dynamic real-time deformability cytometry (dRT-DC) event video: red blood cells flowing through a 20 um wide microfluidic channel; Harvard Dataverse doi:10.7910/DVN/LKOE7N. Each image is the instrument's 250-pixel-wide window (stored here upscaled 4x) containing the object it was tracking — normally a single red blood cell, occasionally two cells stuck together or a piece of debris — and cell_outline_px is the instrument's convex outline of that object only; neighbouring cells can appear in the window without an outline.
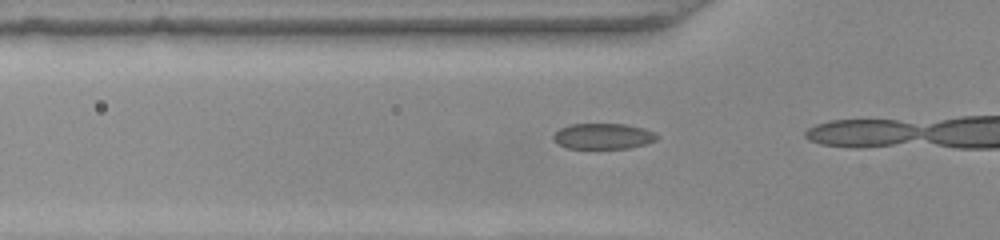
{"species": "common noctule bat (a hibernating species)", "species_latin": "Nyctalus noctula", "temperature_condition": "warm", "stored_images_in_passage": 15, "camera_frame_rate_fps": 3000, "um_per_image_px": 0.085, "animal": {"sex": "female", "body_mass_g": 22.0, "forearm_length_mm": 56.7}, "frame": {"image": 1, "passage_image": 13, "time_ms": 4.0, "image_size_px": [1000, 240], "cell_outline_px": [[660, 136], [656, 140], [644, 144], [628, 148], [568, 148], [552, 140], [552, 136], [560, 128], [572, 124], [624, 124], [644, 128], [656, 132]], "centroid_in_image_um": [51.29, 11.57], "position_along_channel_um": 74.5, "area_um2": 15.49}}